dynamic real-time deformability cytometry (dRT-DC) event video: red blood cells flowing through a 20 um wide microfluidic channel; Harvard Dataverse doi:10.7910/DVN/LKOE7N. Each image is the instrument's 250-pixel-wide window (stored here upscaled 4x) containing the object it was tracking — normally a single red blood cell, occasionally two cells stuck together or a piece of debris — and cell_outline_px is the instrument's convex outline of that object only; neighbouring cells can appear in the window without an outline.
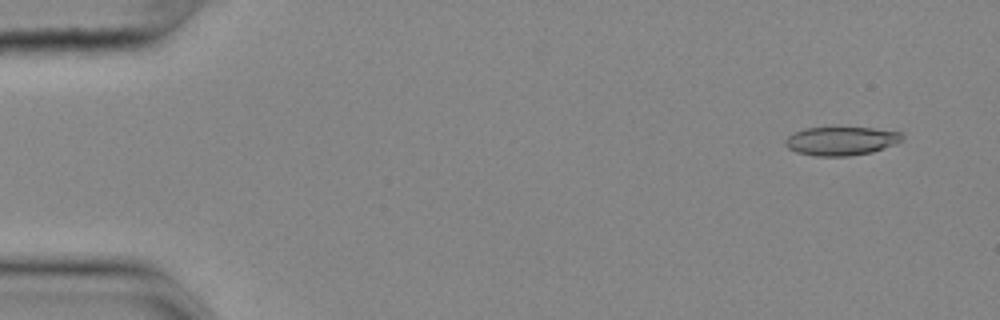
{"species": "common noctule bat (a hibernating species)", "species_latin": "Nyctalus noctula", "temperature_condition": "cold", "stored_images_in_passage": 47, "camera_frame_rate_fps": 3000, "um_per_image_px": 0.085, "animal": {"sex": "female", "body_mass_g": 25.1}, "frame": {"image": 1, "passage_image": 2, "time_ms": 0.333, "image_size_px": [1000, 320], "cell_outline_px": [[904, 140], [896, 144], [872, 152], [848, 156], [816, 156], [796, 152], [788, 148], [784, 144], [784, 140], [788, 136], [804, 128], [872, 128], [900, 132], [904, 136]], "centroid_in_image_um": [71.51, 11.99], "position_along_channel_um": 13.5, "area_um2": 19.48}}
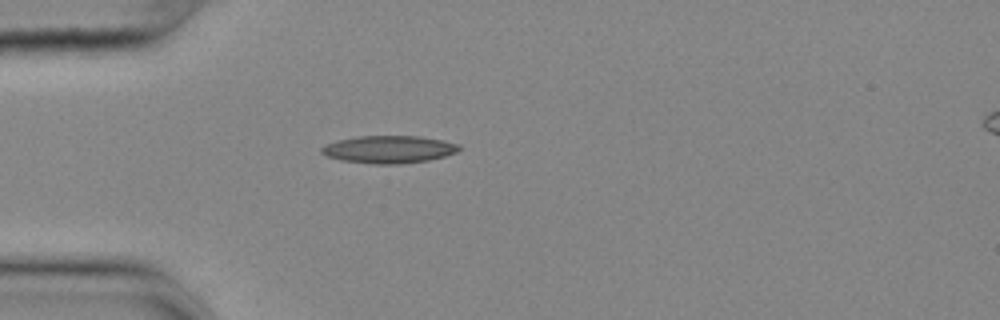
{"frame": {"image": 2, "passage_image": 14, "time_ms": 4.333, "image_size_px": [1000, 320], "cell_outline_px": [[460, 148], [456, 152], [444, 156], [428, 160], [400, 164], [372, 164], [340, 160], [328, 156], [320, 152], [320, 148], [324, 144], [336, 140], [360, 136], [420, 136], [444, 140], [460, 144]], "centroid_in_image_um": [33.03, 12.69], "position_along_channel_um": 52.0, "area_um2": 22.2}}
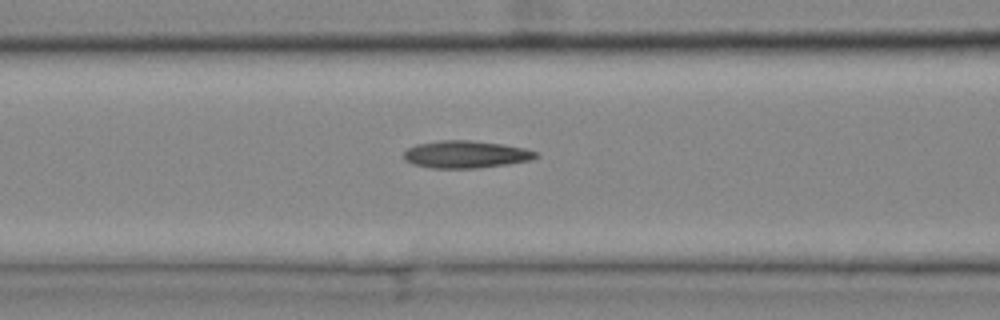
{"frame": {"image": 3, "passage_image": 21, "time_ms": 6.667, "image_size_px": [1000, 320], "cell_outline_px": [[540, 156], [532, 160], [508, 164], [480, 168], [432, 168], [412, 164], [404, 160], [404, 152], [408, 148], [416, 144], [440, 140], [472, 140], [504, 144], [524, 148], [540, 152]], "centroid_in_image_um": [39.64, 13.12], "position_along_channel_um": 127.0, "area_um2": 21.39}}